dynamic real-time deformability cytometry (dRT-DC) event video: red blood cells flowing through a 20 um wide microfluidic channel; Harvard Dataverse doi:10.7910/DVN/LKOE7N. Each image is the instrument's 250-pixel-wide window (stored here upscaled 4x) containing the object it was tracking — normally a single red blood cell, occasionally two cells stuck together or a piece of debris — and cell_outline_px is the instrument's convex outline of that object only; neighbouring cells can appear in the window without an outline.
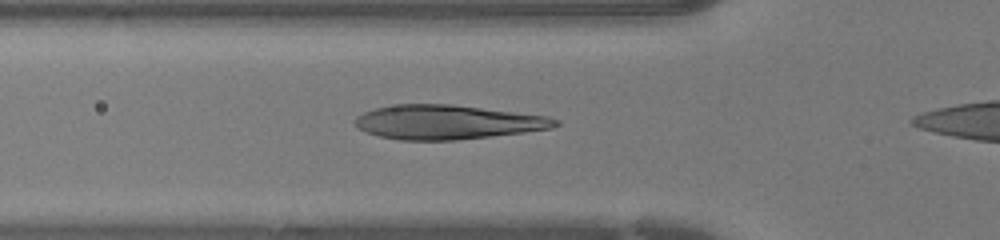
{"species": "human", "species_latin": "Homo sapiens", "temperature_condition": "warm", "stored_images_in_passage": 30, "camera_frame_rate_fps": 3000, "um_per_image_px": 0.085, "donor": {"sex": "female"}, "frame": {"image": 1, "passage_image": 7, "time_ms": 2.0, "image_size_px": [1000, 240], "cell_outline_px": [[560, 124], [552, 128], [524, 132], [456, 140], [400, 140], [380, 136], [364, 132], [352, 120], [356, 116], [364, 112], [376, 108], [396, 104], [452, 104], [548, 116], [560, 120]], "centroid_in_image_um": [38.03, 10.38], "position_along_channel_um": 87.8, "area_um2": 39.94}}
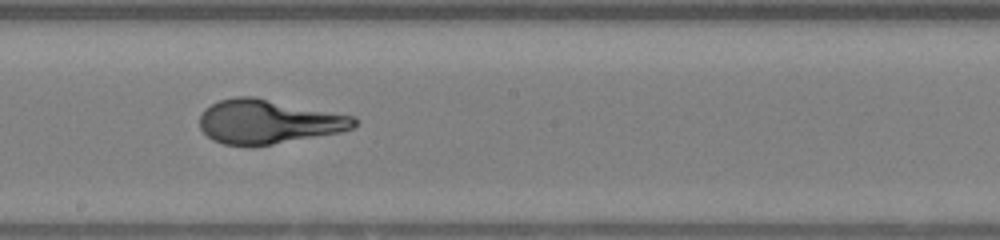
{"frame": {"image": 2, "passage_image": 16, "time_ms": 5.0, "image_size_px": [1000, 240], "cell_outline_px": [[356, 124], [352, 128], [340, 132], [252, 148], [248, 148], [224, 144], [212, 140], [200, 128], [200, 116], [204, 108], [220, 100], [236, 96], [256, 96], [356, 116]], "centroid_in_image_um": [22.79, 10.35], "position_along_channel_um": 225.4, "area_um2": 40.4}}
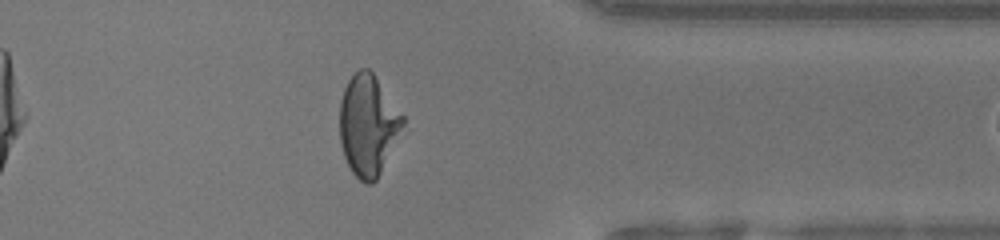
{"frame": {"image": 3, "passage_image": 27, "time_ms": 8.667, "image_size_px": [1000, 240], "cell_outline_px": [[408, 132], [376, 180], [372, 184], [364, 184], [352, 172], [344, 156], [340, 144], [340, 100], [344, 88], [348, 80], [360, 68], [368, 68], [372, 72], [404, 116]], "centroid_in_image_um": [31.37, 10.71], "position_along_channel_um": 380.0, "area_um2": 38.38}}